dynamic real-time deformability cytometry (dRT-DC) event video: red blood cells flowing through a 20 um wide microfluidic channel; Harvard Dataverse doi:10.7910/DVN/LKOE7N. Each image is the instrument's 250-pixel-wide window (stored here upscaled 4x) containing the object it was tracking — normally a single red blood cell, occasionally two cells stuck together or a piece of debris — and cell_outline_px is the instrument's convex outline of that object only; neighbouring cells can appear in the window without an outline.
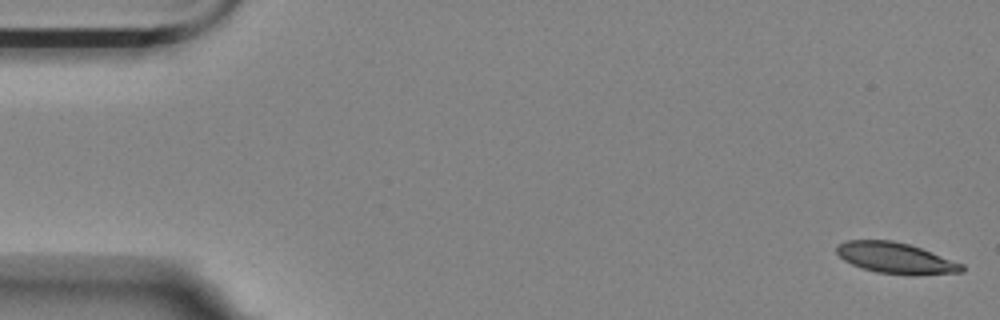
{"species": "Egyptian fruit bat (a non-hibernating species)", "species_latin": "Rousettus aegyptiacus", "temperature_condition": "room temperature", "stored_images_in_passage": 56, "camera_frame_rate_fps": 3000, "um_per_image_px": 0.085, "animal": {"sex": "female"}, "frame": {"image": 1, "passage_image": 1, "time_ms": 0.0, "image_size_px": [1000, 320], "cell_outline_px": [[964, 272], [916, 276], [912, 276], [876, 272], [852, 264], [844, 260], [836, 252], [836, 244], [848, 240], [892, 240], [908, 244], [920, 248], [964, 264]], "centroid_in_image_um": [76.15, 21.95], "position_along_channel_um": 8.8, "area_um2": 22.72}}
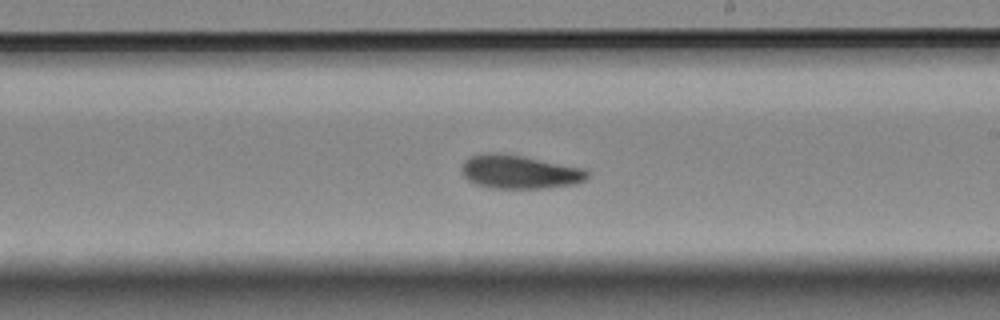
{"frame": {"image": 2, "passage_image": 32, "time_ms": 10.333, "image_size_px": [1000, 320], "cell_outline_px": [[588, 176], [584, 180], [572, 184], [544, 188], [488, 188], [476, 184], [468, 180], [464, 176], [460, 168], [464, 160], [472, 156], [488, 152], [496, 152], [520, 156], [584, 168], [588, 172]], "centroid_in_image_um": [44.1, 14.61], "position_along_channel_um": 244.9, "area_um2": 24.39}}
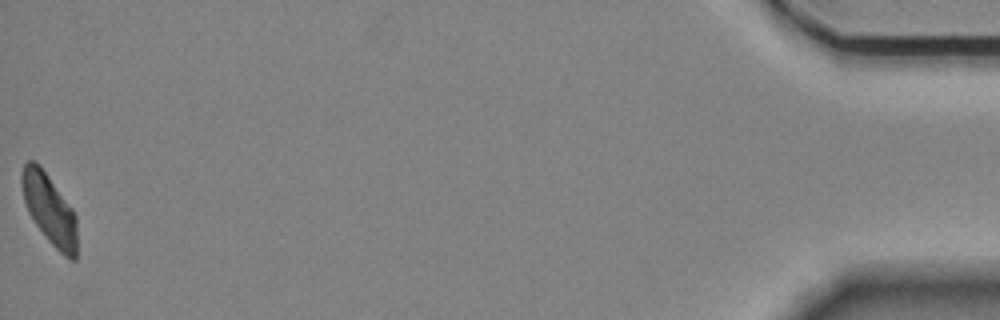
{"frame": {"image": 3, "passage_image": 56, "time_ms": 18.333, "image_size_px": [1000, 320], "cell_outline_px": [[76, 260], [72, 260], [64, 256], [48, 240], [36, 224], [28, 212], [24, 200], [20, 184], [20, 172], [24, 164], [28, 160], [32, 160], [40, 164], [72, 208], [76, 216]], "centroid_in_image_um": [4.17, 17.74], "position_along_channel_um": 431.0, "area_um2": 22.66}, "authors_computed_cell_mechanics": {"area_um2": 23.7558, "velocity_mm_per_s": 3.5261, "shape_relaxation_time_tau1_ms": 4.4535, "shape_relaxation_time_tau2_ms": 3.4047, "deformation_change_tau1": 0.1356, "deformation_change_tau2": 0.0859}}